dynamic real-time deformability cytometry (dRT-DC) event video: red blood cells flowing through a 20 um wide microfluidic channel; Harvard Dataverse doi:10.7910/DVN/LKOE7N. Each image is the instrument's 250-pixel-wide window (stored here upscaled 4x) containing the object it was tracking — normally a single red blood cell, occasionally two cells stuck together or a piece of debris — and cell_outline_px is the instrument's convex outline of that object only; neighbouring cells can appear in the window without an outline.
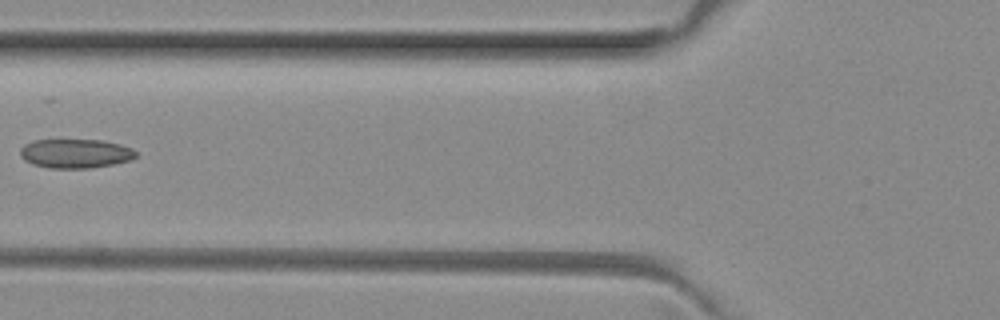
{"species": "common noctule bat (a hibernating species)", "species_latin": "Nyctalus noctula", "temperature_condition": "room temperature", "stored_images_in_passage": 6, "camera_frame_rate_fps": 3000, "um_per_image_px": 0.085, "animal": {"sex": "female", "body_mass_g": 29.2, "forearm_length_mm": 56.3}, "frame": {"image": 1, "passage_image": 6, "time_ms": 1.667, "image_size_px": [1000, 320], "cell_outline_px": [[136, 156], [132, 160], [112, 164], [88, 168], [48, 168], [32, 164], [24, 160], [20, 156], [20, 148], [24, 144], [36, 140], [104, 140], [120, 144], [132, 148], [136, 152]], "centroid_in_image_um": [6.4, 13.04], "position_along_channel_um": 119.4, "area_um2": 19.71}}